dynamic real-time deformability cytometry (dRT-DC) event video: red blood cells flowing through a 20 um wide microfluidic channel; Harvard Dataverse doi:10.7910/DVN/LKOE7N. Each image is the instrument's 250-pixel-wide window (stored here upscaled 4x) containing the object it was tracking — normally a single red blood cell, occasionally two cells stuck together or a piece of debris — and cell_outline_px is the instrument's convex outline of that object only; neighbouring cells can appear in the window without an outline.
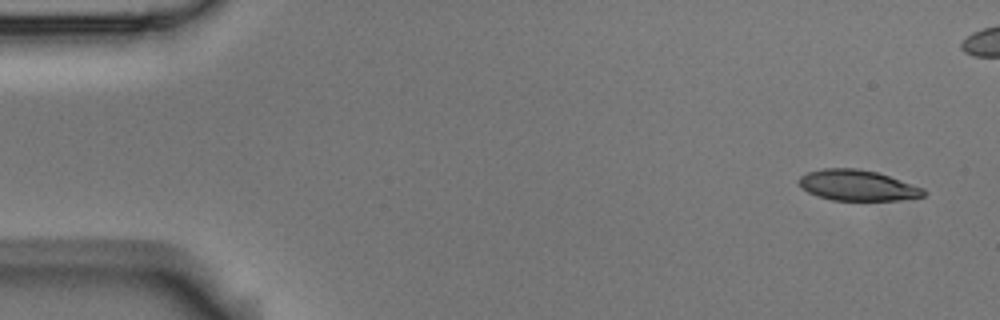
{"species": "Egyptian fruit bat (a non-hibernating species)", "species_latin": "Rousettus aegyptiacus", "temperature_condition": "room temperature", "stored_images_in_passage": 7, "segment_of_instrument_passage": [1, 2], "camera_frame_rate_fps": 3000, "um_per_image_px": 0.085, "animal": {"sex": "male"}, "frame": {"image": 1, "passage_image": 1, "time_ms": 0.0, "image_size_px": [1000, 320], "cell_outline_px": [[928, 192], [924, 196], [900, 200], [832, 200], [808, 192], [796, 180], [800, 176], [808, 172], [824, 168], [856, 168], [876, 172], [924, 188]], "centroid_in_image_um": [72.9, 15.75], "position_along_channel_um": 12.1, "area_um2": 22.14}}
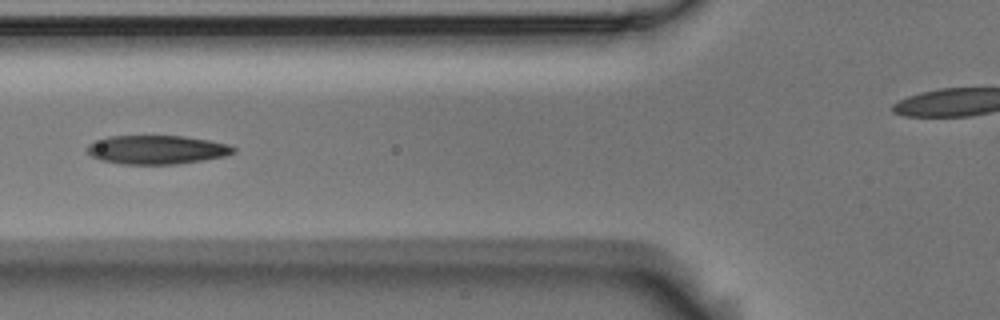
{"frame": {"image": 2, "passage_image": 6, "time_ms": 1.667, "image_size_px": [1000, 320], "cell_outline_px": [[236, 152], [224, 156], [176, 164], [120, 164], [100, 160], [92, 156], [88, 152], [88, 144], [96, 140], [108, 136], [184, 136], [208, 140], [228, 144], [236, 148]], "centroid_in_image_um": [13.31, 12.72], "position_along_channel_um": 112.5, "area_um2": 24.45}}